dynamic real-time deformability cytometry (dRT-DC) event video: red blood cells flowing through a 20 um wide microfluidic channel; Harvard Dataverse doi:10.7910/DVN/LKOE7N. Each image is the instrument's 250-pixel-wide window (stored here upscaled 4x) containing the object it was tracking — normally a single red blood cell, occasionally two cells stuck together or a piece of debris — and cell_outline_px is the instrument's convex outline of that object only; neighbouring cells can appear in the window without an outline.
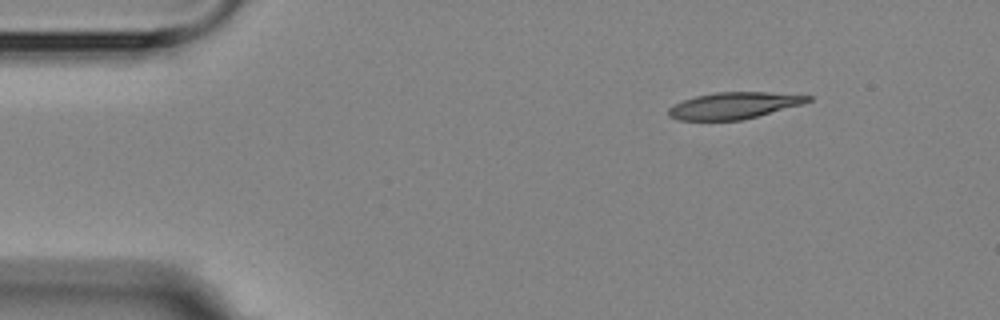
{"species": "Egyptian fruit bat (a non-hibernating species)", "species_latin": "Rousettus aegyptiacus", "temperature_condition": "room temperature", "stored_images_in_passage": 4, "segment_of_instrument_passage": [2, 2], "camera_frame_rate_fps": 3000, "um_per_image_px": 0.085, "animal": {"sex": "female"}, "frame": {"image": 1, "passage_image": 4, "time_ms": 6.667, "image_size_px": [1000, 320], "cell_outline_px": [[812, 100], [804, 104], [740, 120], [676, 120], [668, 116], [668, 108], [684, 100], [696, 96], [716, 92], [768, 92], [812, 96]], "centroid_in_image_um": [62.38, 8.97], "position_along_channel_um": 22.6, "area_um2": 21.44}}